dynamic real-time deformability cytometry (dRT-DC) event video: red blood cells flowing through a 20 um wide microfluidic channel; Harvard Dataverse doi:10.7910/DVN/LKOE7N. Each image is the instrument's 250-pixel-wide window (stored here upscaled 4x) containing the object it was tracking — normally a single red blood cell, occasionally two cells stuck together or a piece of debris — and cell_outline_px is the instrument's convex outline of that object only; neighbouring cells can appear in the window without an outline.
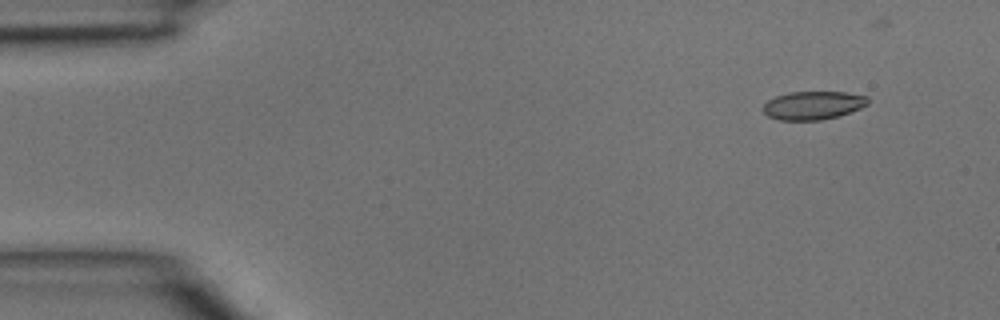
{"species": "common noctule bat (a hibernating species)", "species_latin": "Nyctalus noctula", "temperature_condition": "room temperature", "stored_images_in_passage": 4, "camera_frame_rate_fps": 3000, "um_per_image_px": 0.085, "animal": {"sex": "male", "body_mass_g": 15.6}, "frame": {"image": 1, "passage_image": 1, "time_ms": 0.0, "image_size_px": [1000, 320], "cell_outline_px": [[868, 104], [860, 108], [840, 116], [820, 120], [780, 120], [768, 116], [764, 112], [764, 104], [768, 100], [776, 96], [788, 92], [844, 92], [868, 96]], "centroid_in_image_um": [69.12, 8.95], "position_along_channel_um": 15.9, "area_um2": 17.28}}
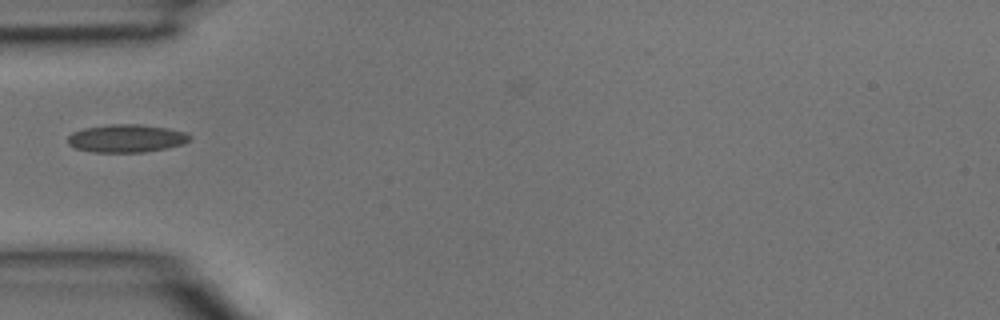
{"frame": {"image": 2, "passage_image": 4, "time_ms": 1.0, "image_size_px": [1000, 320], "cell_outline_px": [[192, 136], [184, 144], [144, 152], [92, 152], [76, 148], [68, 144], [68, 136], [72, 132], [84, 128], [108, 124], [136, 124], [168, 128], [184, 132]], "centroid_in_image_um": [10.72, 11.76], "position_along_channel_um": 74.3, "area_um2": 19.77}}